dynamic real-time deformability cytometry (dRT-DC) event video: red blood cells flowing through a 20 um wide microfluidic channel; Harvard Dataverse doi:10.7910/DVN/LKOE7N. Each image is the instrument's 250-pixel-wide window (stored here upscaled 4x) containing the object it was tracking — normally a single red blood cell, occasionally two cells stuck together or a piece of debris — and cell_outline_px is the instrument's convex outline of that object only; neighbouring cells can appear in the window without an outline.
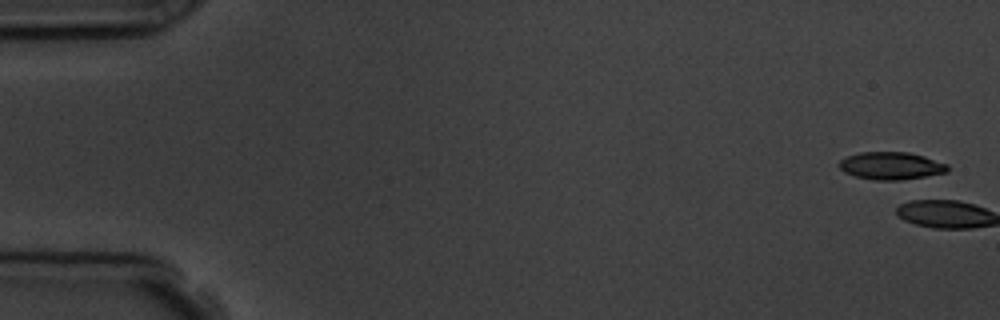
{"species": "common noctule bat (a hibernating species)", "species_latin": "Nyctalus noctula", "temperature_condition": "room temperature", "stored_images_in_passage": 6, "camera_frame_rate_fps": 3000, "um_per_image_px": 0.085, "animal": {"sex": "male", "body_mass_g": 19.5, "forearm_length_mm": 54.6}, "frame": {"image": 1, "passage_image": 1, "time_ms": 0.0, "image_size_px": [1000, 320], "cell_outline_px": [[948, 172], [900, 180], [872, 180], [856, 176], [844, 172], [836, 164], [840, 160], [848, 156], [860, 152], [908, 152], [924, 156], [948, 164]], "centroid_in_image_um": [75.72, 14.09], "position_along_channel_um": 9.3, "area_um2": 17.4}}
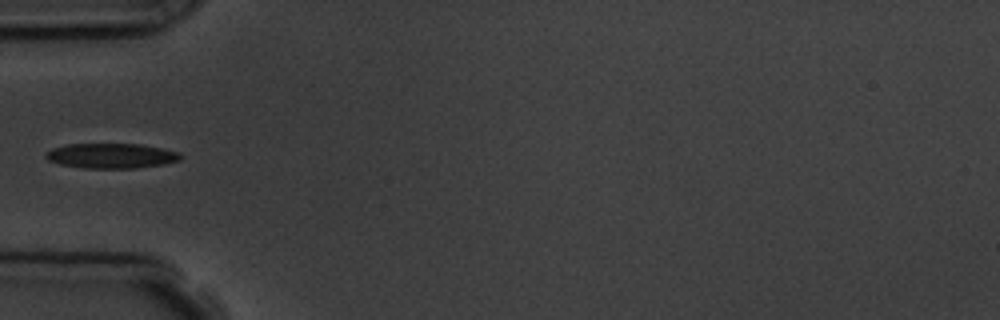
{"frame": {"image": 2, "passage_image": 6, "time_ms": 6.333, "image_size_px": [1000, 320], "cell_outline_px": [[180, 160], [164, 164], [136, 168], [84, 168], [60, 164], [48, 160], [44, 156], [44, 152], [52, 148], [68, 144], [140, 144], [180, 152]], "centroid_in_image_um": [9.42, 13.24], "position_along_channel_um": 75.6, "area_um2": 19.59}}